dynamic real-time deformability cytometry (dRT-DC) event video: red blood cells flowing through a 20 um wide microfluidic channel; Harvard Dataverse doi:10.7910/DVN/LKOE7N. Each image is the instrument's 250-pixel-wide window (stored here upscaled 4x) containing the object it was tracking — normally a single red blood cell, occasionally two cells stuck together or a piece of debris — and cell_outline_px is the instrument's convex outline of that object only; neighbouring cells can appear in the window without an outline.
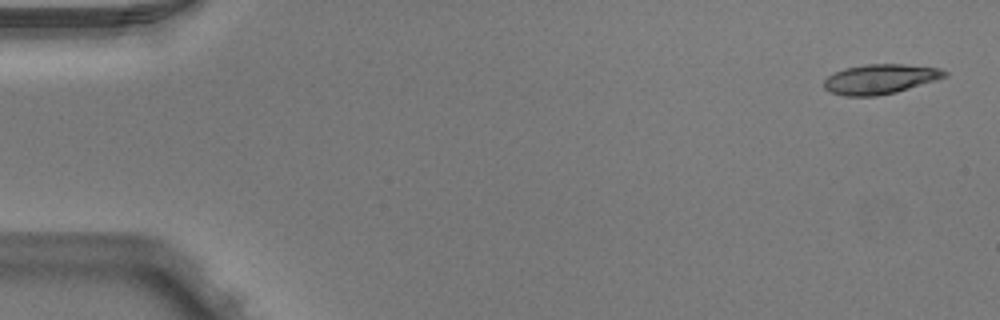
{"species": "Egyptian fruit bat (a non-hibernating species)", "species_latin": "Rousettus aegyptiacus", "temperature_condition": "warm", "stored_images_in_passage": 5, "segment_of_instrument_passage": [1, 2], "camera_frame_rate_fps": 3000, "um_per_image_px": 0.085, "animal": {"sex": "male"}, "frame": {"image": 1, "passage_image": 1, "time_ms": 0.0, "image_size_px": [1000, 320], "cell_outline_px": [[948, 76], [936, 80], [896, 92], [876, 96], [844, 96], [832, 92], [824, 88], [824, 80], [828, 76], [844, 68], [868, 64], [904, 64], [940, 68], [948, 72]], "centroid_in_image_um": [74.84, 6.72], "position_along_channel_um": 10.2, "area_um2": 20.87}}
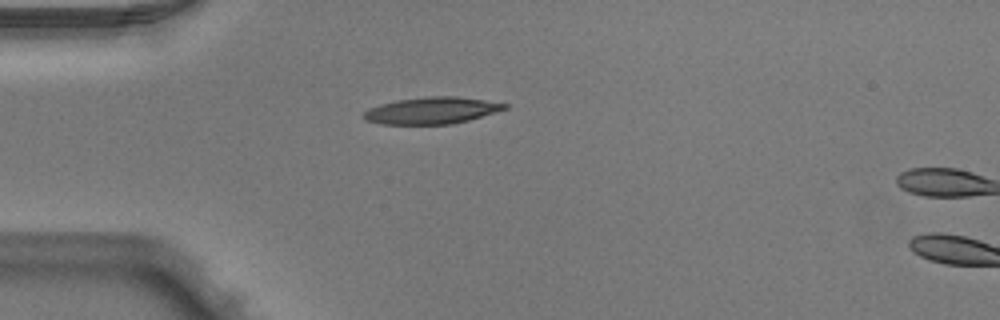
{"frame": {"image": 2, "passage_image": 4, "time_ms": 1.0, "image_size_px": [1000, 320], "cell_outline_px": [[508, 108], [496, 112], [468, 120], [452, 124], [380, 124], [364, 120], [360, 116], [368, 108], [380, 104], [396, 100], [428, 96], [456, 96], [484, 100], [508, 104]], "centroid_in_image_um": [36.65, 9.39], "position_along_channel_um": 48.4, "area_um2": 22.08}}